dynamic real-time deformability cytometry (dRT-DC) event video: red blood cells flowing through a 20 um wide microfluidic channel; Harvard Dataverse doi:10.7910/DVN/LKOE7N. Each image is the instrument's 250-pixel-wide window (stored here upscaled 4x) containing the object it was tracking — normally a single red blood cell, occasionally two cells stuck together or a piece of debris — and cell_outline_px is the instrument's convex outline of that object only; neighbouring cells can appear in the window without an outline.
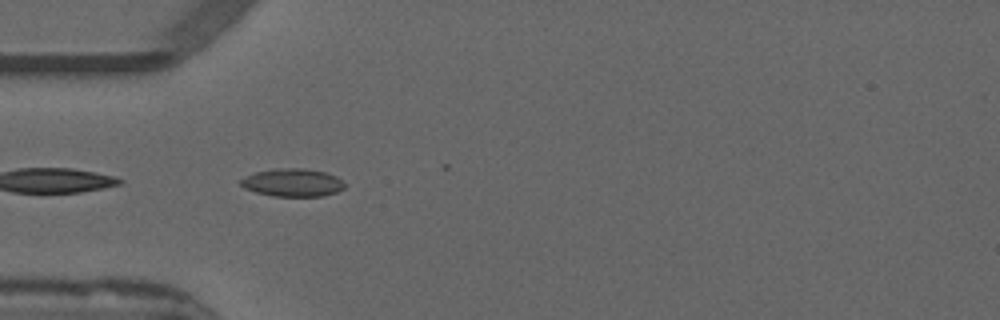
{"species": "common noctule bat (a hibernating species)", "species_latin": "Nyctalus noctula", "temperature_condition": "warm", "stored_images_in_passage": 5, "camera_frame_rate_fps": 3000, "um_per_image_px": 0.085, "animal": {"sex": "male", "forearm_length_mm": 52.5}, "frame": {"image": 1, "passage_image": 2, "time_ms": 0.333, "image_size_px": [1000, 320], "cell_outline_px": [[344, 188], [336, 192], [324, 196], [272, 196], [256, 192], [244, 188], [240, 184], [240, 180], [256, 172], [276, 168], [304, 168], [324, 172], [336, 176], [344, 184]], "centroid_in_image_um": [24.87, 15.52], "position_along_channel_um": 60.1, "area_um2": 16.76}}